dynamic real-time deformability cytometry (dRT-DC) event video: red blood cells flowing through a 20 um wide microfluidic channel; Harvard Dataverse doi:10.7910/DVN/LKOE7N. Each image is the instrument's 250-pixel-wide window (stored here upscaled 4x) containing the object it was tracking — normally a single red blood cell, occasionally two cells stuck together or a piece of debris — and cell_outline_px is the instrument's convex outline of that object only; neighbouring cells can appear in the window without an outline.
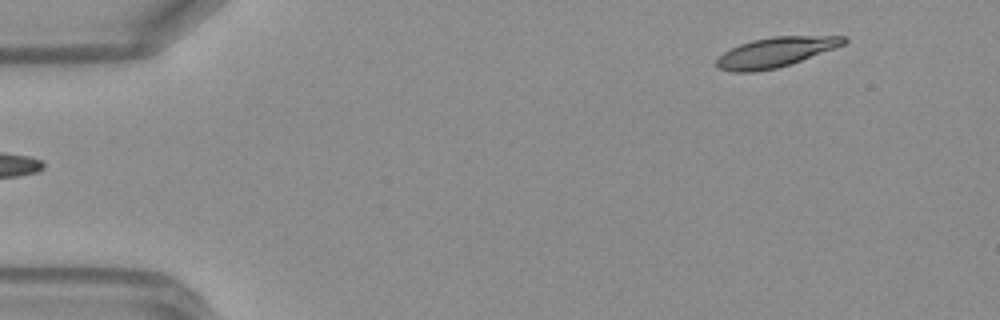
{"species": "Egyptian fruit bat (a non-hibernating species)", "species_latin": "Rousettus aegyptiacus", "temperature_condition": "warm", "stored_images_in_passage": 45, "camera_frame_rate_fps": 3000, "um_per_image_px": 0.085, "frame": {"image": 1, "passage_image": 2, "time_ms": 0.333, "image_size_px": [1000, 320], "cell_outline_px": [[848, 40], [844, 44], [836, 48], [792, 64], [776, 68], [756, 72], [732, 72], [716, 68], [716, 60], [724, 52], [740, 44], [752, 40], [772, 36], [848, 36]], "centroid_in_image_um": [65.94, 4.44], "position_along_channel_um": 19.1, "area_um2": 22.31}}
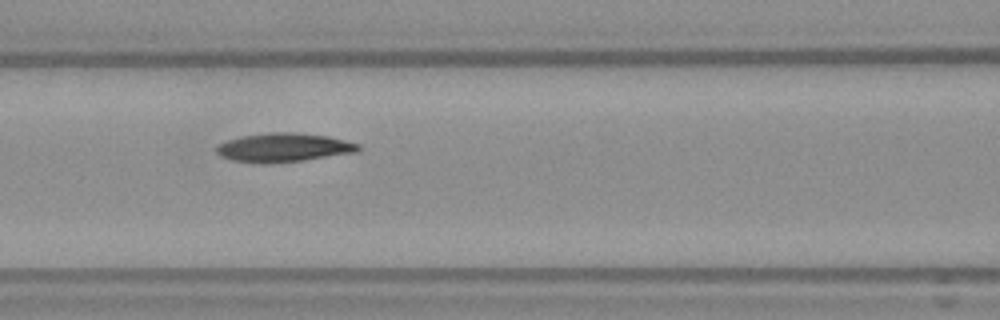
{"frame": {"image": 2, "passage_image": 18, "time_ms": 5.667, "image_size_px": [1000, 320], "cell_outline_px": [[360, 152], [300, 160], [232, 160], [220, 156], [216, 152], [216, 144], [240, 136], [272, 132], [292, 132], [328, 136], [360, 144]], "centroid_in_image_um": [24.16, 12.48], "position_along_channel_um": 142.4, "area_um2": 22.83}}
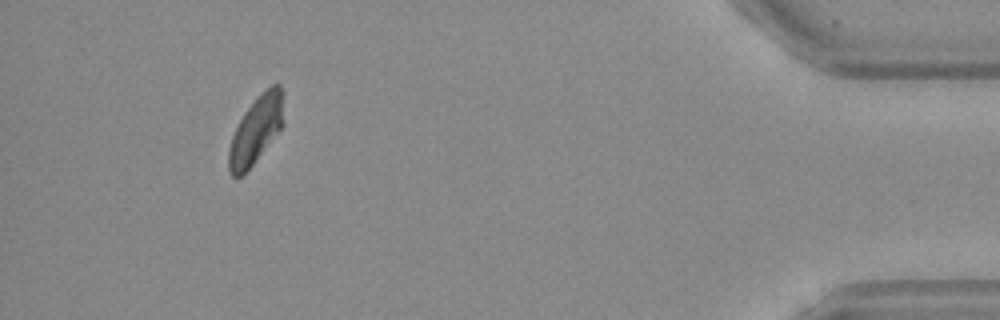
{"frame": {"image": 3, "passage_image": 42, "time_ms": 13.667, "image_size_px": [1000, 320], "cell_outline_px": [[284, 124], [252, 164], [240, 176], [232, 176], [228, 172], [228, 148], [232, 136], [244, 112], [272, 84], [280, 84], [284, 92]], "centroid_in_image_um": [21.78, 11.03], "position_along_channel_um": 413.4, "area_um2": 21.15}, "authors_computed_cell_mechanics": {"area_um2": 22.5998, "velocity_mm_per_s": 4.1611, "shape_relaxation_time_tau1_ms": 7.5066, "shape_relaxation_time_tau2_ms": 3.8969, "deformation_change_tau1": 0.173, "deformation_change_tau2": 0.0787}}